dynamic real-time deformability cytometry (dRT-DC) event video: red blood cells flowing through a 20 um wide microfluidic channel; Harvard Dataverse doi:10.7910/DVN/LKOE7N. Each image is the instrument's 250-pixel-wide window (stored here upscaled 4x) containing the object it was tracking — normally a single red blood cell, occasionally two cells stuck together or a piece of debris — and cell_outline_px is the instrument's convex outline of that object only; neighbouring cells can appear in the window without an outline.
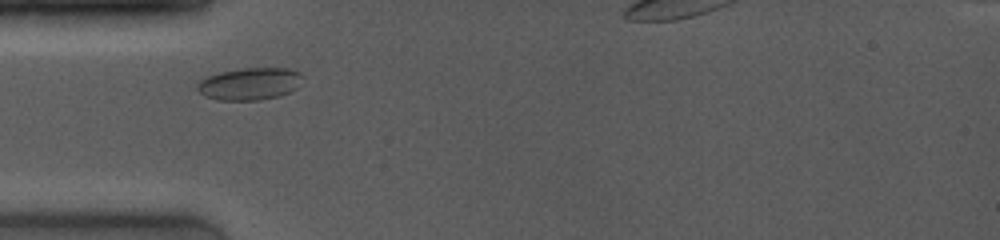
{"species": "common noctule bat (a hibernating species)", "species_latin": "Nyctalus noctula", "temperature_condition": "room temperature", "stored_images_in_passage": 8, "camera_frame_rate_fps": 4000, "um_per_image_px": 0.085, "animal": {"sex": "female", "body_mass_g": 19.0, "forearm_length_mm": 53.3}, "frame": {"image": 1, "passage_image": 1, "time_ms": 0.0, "image_size_px": [1000, 240], "cell_outline_px": [[304, 76], [296, 88], [280, 96], [260, 100], [216, 100], [204, 96], [196, 88], [196, 84], [200, 80], [208, 76], [220, 72], [244, 68], [288, 68], [300, 72]], "centroid_in_image_um": [21.22, 7.13], "position_along_channel_um": 63.8, "area_um2": 19.88}}